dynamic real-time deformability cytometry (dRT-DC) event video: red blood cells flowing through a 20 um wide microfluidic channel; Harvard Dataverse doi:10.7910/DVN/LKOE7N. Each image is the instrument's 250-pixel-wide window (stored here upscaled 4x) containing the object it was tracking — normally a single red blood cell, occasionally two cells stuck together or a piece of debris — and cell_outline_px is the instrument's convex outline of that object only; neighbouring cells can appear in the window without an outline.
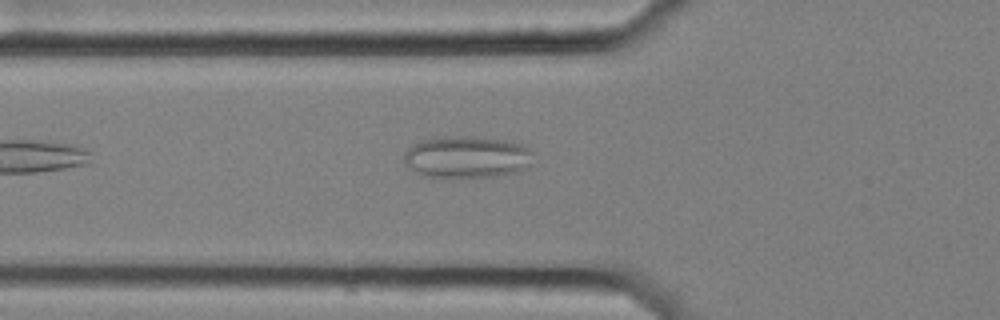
{"species": "common noctule bat (a hibernating species)", "species_latin": "Nyctalus noctula", "temperature_condition": "cold", "stored_images_in_passage": 44, "camera_frame_rate_fps": 3000, "um_per_image_px": 0.085, "animal": {"sex": "female", "body_mass_g": 25.1}, "frame": {"image": 1, "passage_image": 7, "time_ms": 2.0, "image_size_px": [1000, 320], "cell_outline_px": [[532, 164], [528, 168], [516, 172], [496, 176], [424, 176], [412, 168], [404, 160], [404, 152], [412, 144], [436, 136], [476, 136], [504, 140], [520, 144], [528, 148], [532, 152]], "centroid_in_image_um": [39.72, 13.32], "position_along_channel_um": 86.1, "area_um2": 31.39}}
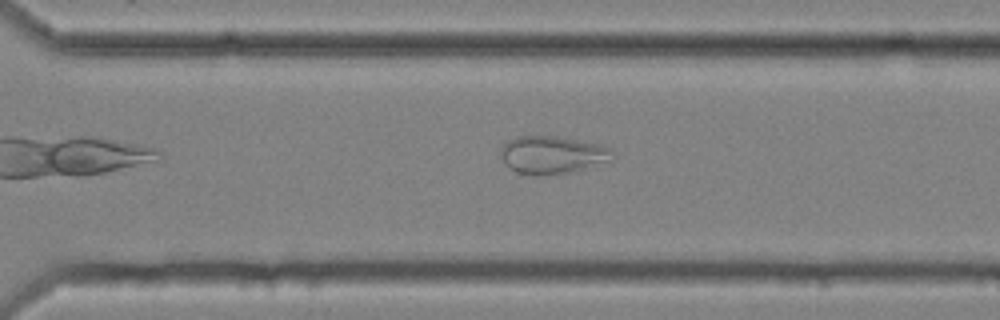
{"frame": {"image": 2, "passage_image": 27, "time_ms": 8.667, "image_size_px": [1000, 320], "cell_outline_px": [[616, 156], [612, 160], [584, 168], [568, 172], [536, 176], [532, 176], [516, 172], [508, 168], [504, 164], [500, 156], [500, 148], [508, 140], [516, 136], [556, 136], [600, 144], [612, 148], [616, 152]], "centroid_in_image_um": [46.93, 13.16], "position_along_channel_um": 323.7, "area_um2": 24.97}}
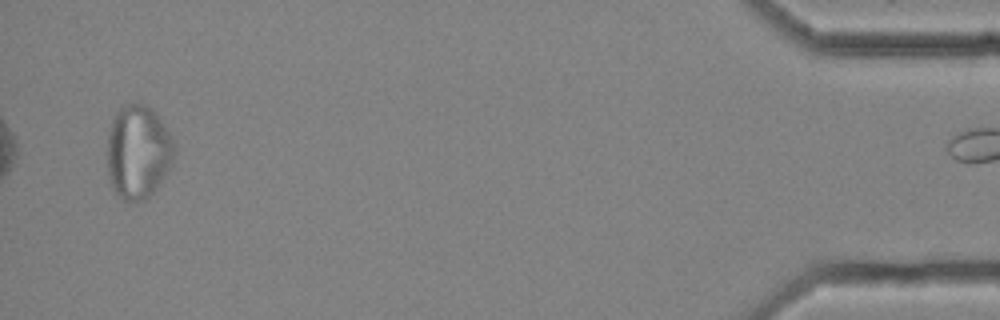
{"frame": {"image": 3, "passage_image": 42, "time_ms": 13.667, "image_size_px": [1000, 320], "cell_outline_px": [[176, 152], [164, 176], [156, 188], [144, 200], [124, 200], [112, 188], [108, 176], [108, 136], [112, 120], [116, 112], [120, 108], [128, 104], [144, 104], [152, 108], [160, 116], [172, 136]], "centroid_in_image_um": [11.75, 12.88], "position_along_channel_um": 423.4, "area_um2": 36.47}, "authors_computed_cell_mechanics": {"area_um2": 29.2757, "velocity_mm_per_s": 3.5583, "shape_relaxation_time_tau1_ms": null, "shape_relaxation_time_tau2_ms": 2.0246, "deformation_change_tau1": null, "deformation_change_tau2": 0.0739}}